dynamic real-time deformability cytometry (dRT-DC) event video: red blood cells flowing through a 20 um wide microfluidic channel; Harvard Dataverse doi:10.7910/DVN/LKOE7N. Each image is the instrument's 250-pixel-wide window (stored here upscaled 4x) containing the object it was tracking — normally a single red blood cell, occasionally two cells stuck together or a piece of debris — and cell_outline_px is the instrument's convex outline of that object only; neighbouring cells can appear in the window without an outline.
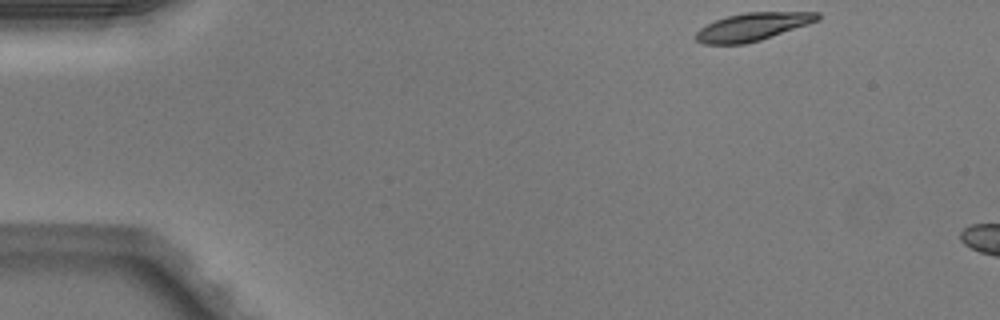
{"species": "Egyptian fruit bat (a non-hibernating species)", "species_latin": "Rousettus aegyptiacus", "temperature_condition": "warm", "stored_images_in_passage": 5, "camera_frame_rate_fps": 3000, "um_per_image_px": 0.085, "animal": {"sex": "male"}, "frame": {"image": 1, "passage_image": 1, "time_ms": 0.0, "image_size_px": [1000, 320], "cell_outline_px": [[820, 16], [816, 20], [808, 24], [760, 40], [744, 44], [704, 44], [696, 40], [696, 32], [700, 28], [716, 20], [728, 16], [744, 12], [820, 12]], "centroid_in_image_um": [63.95, 2.27], "position_along_channel_um": 21.1, "area_um2": 19.48}}